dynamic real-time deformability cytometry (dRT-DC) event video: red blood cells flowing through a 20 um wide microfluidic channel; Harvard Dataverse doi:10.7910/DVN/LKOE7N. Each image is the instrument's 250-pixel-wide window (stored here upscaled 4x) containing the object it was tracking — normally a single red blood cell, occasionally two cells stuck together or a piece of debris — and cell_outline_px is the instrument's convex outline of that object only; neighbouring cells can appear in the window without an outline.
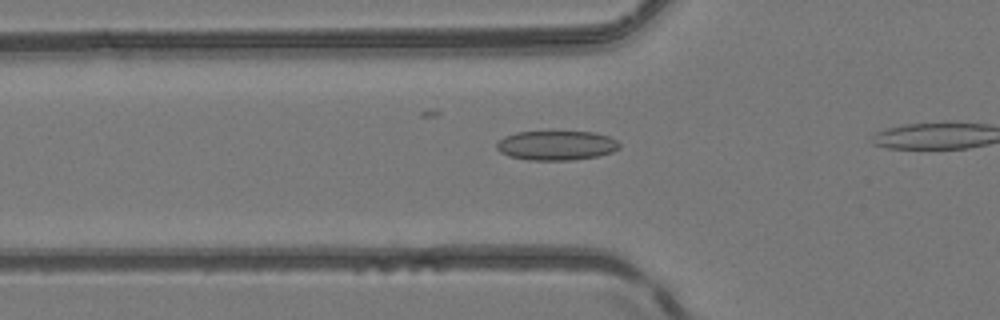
{"species": "common noctule bat (a hibernating species)", "species_latin": "Nyctalus noctula", "temperature_condition": "room temperature", "stored_images_in_passage": 15, "camera_frame_rate_fps": 3000, "um_per_image_px": 0.085, "animal": {"sex": "female", "body_mass_g": 24.6, "forearm_length_mm": 56.2}, "frame": {"image": 1, "passage_image": 7, "time_ms": 2.0, "image_size_px": [1000, 320], "cell_outline_px": [[620, 148], [612, 152], [596, 156], [572, 160], [528, 160], [508, 156], [500, 152], [496, 148], [496, 144], [504, 136], [516, 132], [592, 132], [608, 136], [616, 140], [620, 144]], "centroid_in_image_um": [47.27, 12.36], "position_along_channel_um": 78.5, "area_um2": 21.04}}
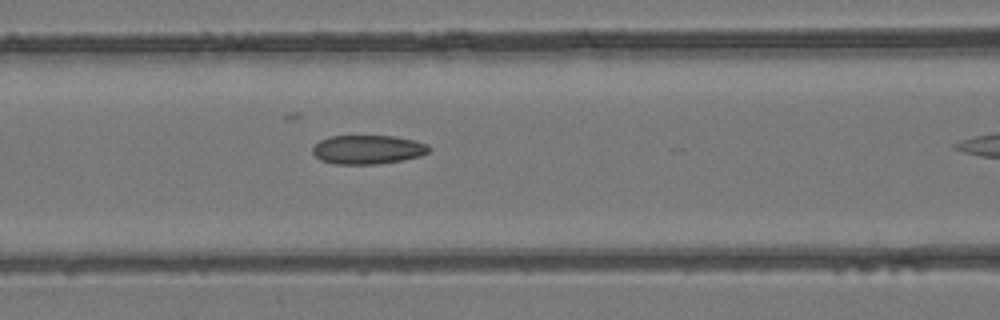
{"frame": {"image": 2, "passage_image": 11, "time_ms": 3.333, "image_size_px": [1000, 320], "cell_outline_px": [[432, 148], [428, 152], [420, 156], [404, 160], [376, 164], [332, 164], [320, 160], [312, 152], [312, 148], [320, 140], [332, 136], [396, 136], [428, 144]], "centroid_in_image_um": [31.27, 12.72], "position_along_channel_um": 135.3, "area_um2": 19.71}}